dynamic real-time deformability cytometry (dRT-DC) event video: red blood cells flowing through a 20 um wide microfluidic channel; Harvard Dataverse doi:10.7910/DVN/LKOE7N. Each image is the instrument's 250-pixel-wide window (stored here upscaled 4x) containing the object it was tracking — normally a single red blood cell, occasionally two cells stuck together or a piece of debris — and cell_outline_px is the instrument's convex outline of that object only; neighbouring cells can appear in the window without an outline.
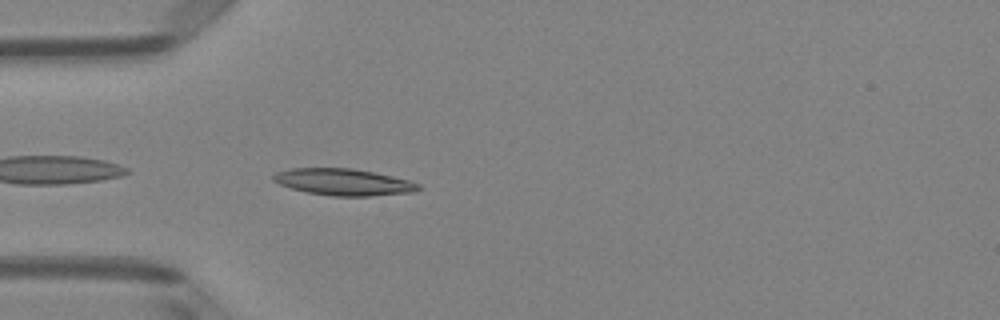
{"species": "Egyptian fruit bat (a non-hibernating species)", "species_latin": "Rousettus aegyptiacus", "temperature_condition": "room temperature", "stored_images_in_passage": 37, "camera_frame_rate_fps": 3000, "um_per_image_px": 0.085, "animal": {"sex": "female"}, "frame": {"image": 1, "passage_image": 2, "time_ms": 0.333, "image_size_px": [1000, 320], "cell_outline_px": [[420, 188], [412, 192], [368, 196], [332, 196], [304, 192], [280, 184], [272, 180], [272, 176], [276, 172], [292, 168], [352, 168], [392, 176], [408, 180], [420, 184]], "centroid_in_image_um": [29.16, 15.47], "position_along_channel_um": 55.8, "area_um2": 22.43}}
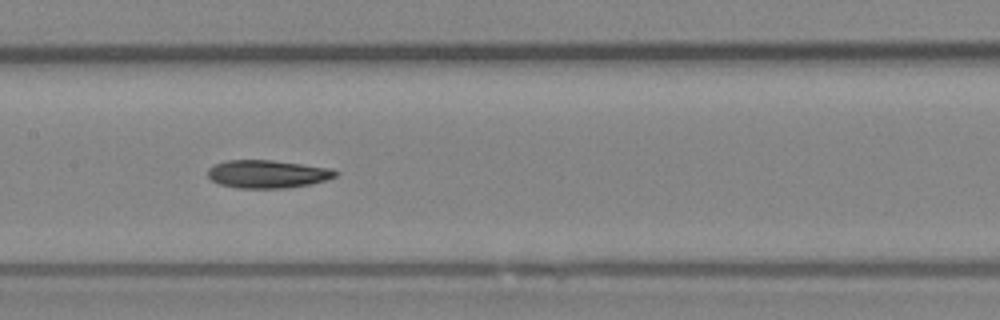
{"frame": {"image": 2, "passage_image": 12, "time_ms": 3.667, "image_size_px": [1000, 320], "cell_outline_px": [[340, 172], [336, 176], [312, 184], [288, 188], [236, 188], [220, 184], [212, 180], [208, 176], [208, 168], [224, 160], [272, 160], [332, 168]], "centroid_in_image_um": [22.75, 14.79], "position_along_channel_um": 184.6, "area_um2": 20.92}}
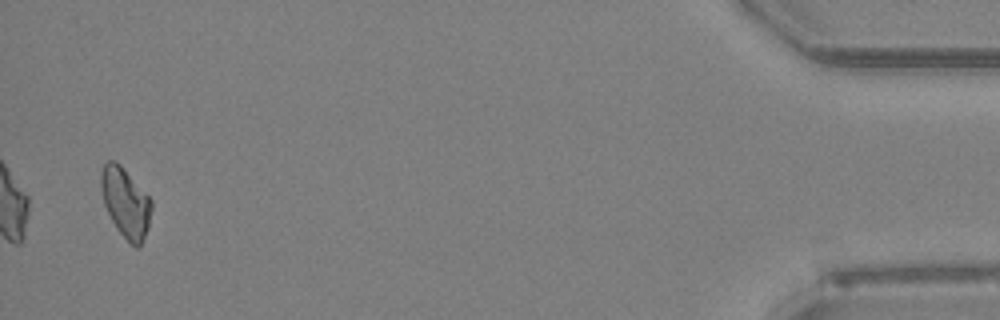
{"frame": {"image": 3, "passage_image": 36, "time_ms": 11.667, "image_size_px": [1000, 320], "cell_outline_px": [[152, 208], [148, 228], [140, 248], [136, 248], [116, 228], [104, 204], [100, 188], [100, 172], [104, 164], [108, 160], [116, 160], [120, 164], [152, 200]], "centroid_in_image_um": [10.67, 17.2], "position_along_channel_um": 424.5, "area_um2": 20.46}, "authors_computed_cell_mechanics": {"area_um2": 20.6346, "velocity_mm_per_s": 4.0505, "shape_relaxation_time_tau1_ms": 7.1701, "shape_relaxation_time_tau2_ms": 6.7119, "deformation_change_tau1": 0.1854, "deformation_change_tau2": 0.1605}}